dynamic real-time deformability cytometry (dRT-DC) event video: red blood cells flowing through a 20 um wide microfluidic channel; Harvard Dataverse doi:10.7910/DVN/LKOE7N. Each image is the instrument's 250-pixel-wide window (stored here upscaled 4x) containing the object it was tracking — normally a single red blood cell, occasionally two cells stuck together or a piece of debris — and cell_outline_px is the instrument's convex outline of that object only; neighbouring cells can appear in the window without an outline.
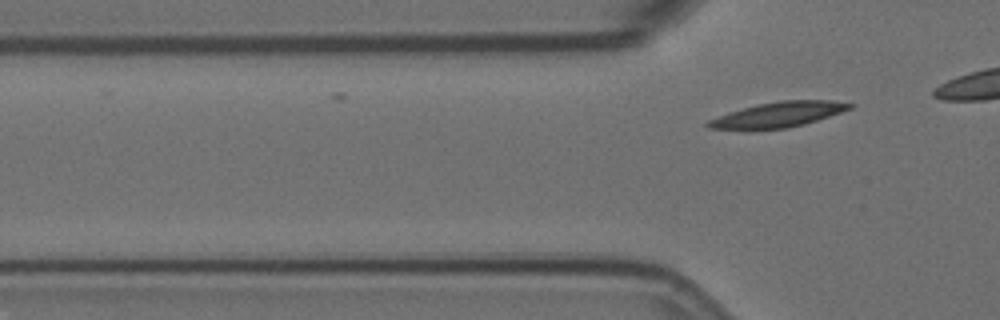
{"species": "Egyptian fruit bat (a non-hibernating species)", "species_latin": "Rousettus aegyptiacus", "temperature_condition": "room temperature", "stored_images_in_passage": 3, "camera_frame_rate_fps": 3000, "um_per_image_px": 0.085, "animal": {"sex": "female"}, "frame": {"image": 1, "passage_image": 3, "time_ms": 0.667, "image_size_px": [1000, 320], "cell_outline_px": [[856, 104], [852, 108], [804, 124], [788, 128], [748, 132], [708, 128], [704, 124], [708, 120], [728, 112], [760, 104], [780, 100], [832, 100]], "centroid_in_image_um": [66.05, 9.78], "position_along_channel_um": 59.7, "area_um2": 21.39}}